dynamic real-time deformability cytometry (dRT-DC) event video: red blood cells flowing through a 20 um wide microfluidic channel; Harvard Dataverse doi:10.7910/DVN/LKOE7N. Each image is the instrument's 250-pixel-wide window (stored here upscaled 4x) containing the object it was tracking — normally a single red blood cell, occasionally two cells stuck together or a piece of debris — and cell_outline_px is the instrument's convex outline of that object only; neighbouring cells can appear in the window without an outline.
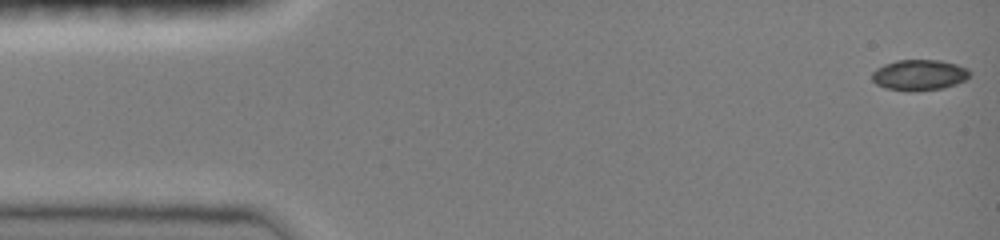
{"species": "common noctule bat (a hibernating species)", "species_latin": "Nyctalus noctula", "temperature_condition": "room temperature", "stored_images_in_passage": 46, "camera_frame_rate_fps": 3000, "um_per_image_px": 0.085, "animal": {"sex": "female", "body_mass_g": 19.0, "forearm_length_mm": 51.5}, "frame": {"image": 1, "passage_image": 1, "time_ms": 0.0, "image_size_px": [1000, 240], "cell_outline_px": [[972, 72], [964, 80], [956, 84], [940, 88], [884, 88], [876, 84], [872, 80], [872, 72], [876, 68], [884, 64], [896, 60], [940, 60], [956, 64], [968, 68]], "centroid_in_image_um": [78.14, 6.31], "position_along_channel_um": 6.9, "area_um2": 16.82}}
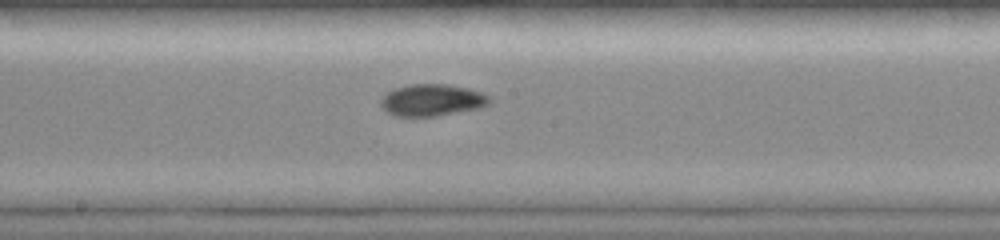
{"frame": {"image": 2, "passage_image": 25, "time_ms": 8.0, "image_size_px": [1000, 240], "cell_outline_px": [[492, 100], [488, 104], [480, 108], [436, 116], [396, 116], [388, 112], [380, 104], [380, 100], [388, 92], [396, 88], [408, 84], [448, 84], [468, 88], [480, 92], [488, 96]], "centroid_in_image_um": [36.74, 8.5], "position_along_channel_um": 211.5, "area_um2": 20.06}}
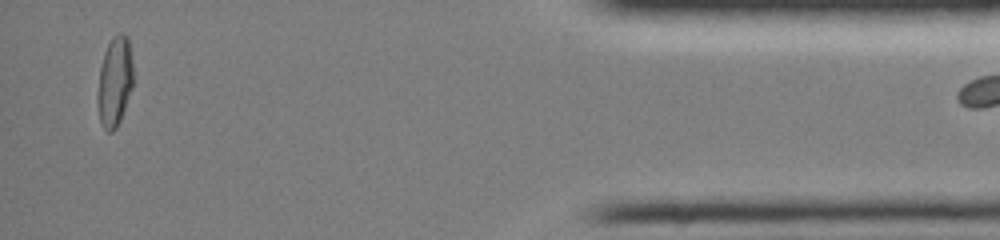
{"frame": {"image": 3, "passage_image": 45, "time_ms": 14.667, "image_size_px": [1000, 240], "cell_outline_px": [[132, 88], [120, 120], [116, 128], [112, 132], [108, 132], [104, 128], [100, 120], [96, 100], [96, 96], [100, 68], [104, 52], [112, 36], [120, 32], [124, 32], [128, 36], [132, 60]], "centroid_in_image_um": [9.74, 6.91], "position_along_channel_um": 425.5, "area_um2": 18.79}}